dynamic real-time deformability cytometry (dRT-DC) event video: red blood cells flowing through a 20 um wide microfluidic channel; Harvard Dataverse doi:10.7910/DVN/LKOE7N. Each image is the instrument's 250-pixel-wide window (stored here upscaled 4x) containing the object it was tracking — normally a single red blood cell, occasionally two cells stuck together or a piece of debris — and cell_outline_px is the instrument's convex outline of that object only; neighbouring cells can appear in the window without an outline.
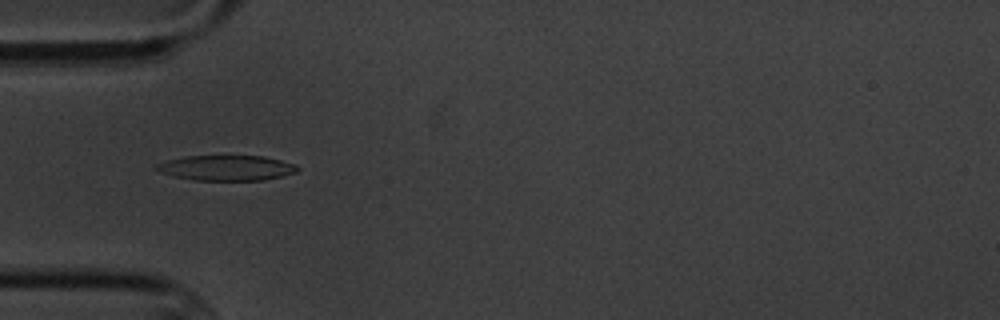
{"species": "common noctule bat (a hibernating species)", "species_latin": "Nyctalus noctula", "temperature_condition": "cold", "stored_images_in_passage": 6, "camera_frame_rate_fps": 3000, "um_per_image_px": 0.085, "animal": {"sex": "male", "body_mass_g": 20.1, "forearm_length_mm": 53.5}, "frame": {"image": 1, "passage_image": 6, "time_ms": 5.667, "image_size_px": [1000, 320], "cell_outline_px": [[300, 168], [296, 172], [264, 180], [192, 180], [172, 176], [160, 172], [152, 168], [156, 164], [168, 160], [184, 156], [264, 156], [280, 160], [292, 164]], "centroid_in_image_um": [19.18, 14.27], "position_along_channel_um": 65.8, "area_um2": 20.69}}